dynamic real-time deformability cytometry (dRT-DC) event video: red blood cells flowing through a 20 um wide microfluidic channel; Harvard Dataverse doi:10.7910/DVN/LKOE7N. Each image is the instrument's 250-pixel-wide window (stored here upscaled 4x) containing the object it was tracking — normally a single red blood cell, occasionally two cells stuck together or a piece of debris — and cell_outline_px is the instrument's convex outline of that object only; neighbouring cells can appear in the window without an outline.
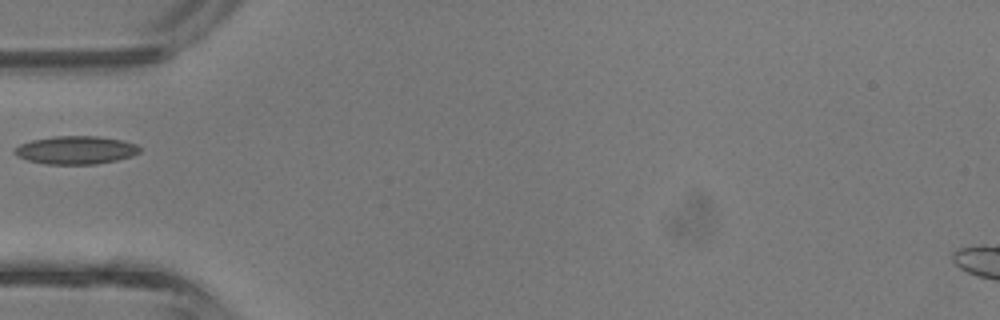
{"species": "common noctule bat (a hibernating species)", "species_latin": "Nyctalus noctula", "temperature_condition": "room temperature", "stored_images_in_passage": 1, "camera_frame_rate_fps": 3000, "um_per_image_px": 0.085, "animal": {"sex": "male", "body_mass_g": 13.3}, "frame": {"image": 1, "passage_image": 1, "time_ms": 0.0, "image_size_px": [1000, 320], "cell_outline_px": [[140, 152], [132, 156], [116, 160], [96, 164], [44, 164], [28, 160], [16, 156], [12, 152], [12, 148], [20, 144], [32, 140], [52, 136], [100, 136], [124, 140], [136, 144], [140, 148]], "centroid_in_image_um": [6.42, 12.75], "position_along_channel_um": 78.6, "area_um2": 20.75}}